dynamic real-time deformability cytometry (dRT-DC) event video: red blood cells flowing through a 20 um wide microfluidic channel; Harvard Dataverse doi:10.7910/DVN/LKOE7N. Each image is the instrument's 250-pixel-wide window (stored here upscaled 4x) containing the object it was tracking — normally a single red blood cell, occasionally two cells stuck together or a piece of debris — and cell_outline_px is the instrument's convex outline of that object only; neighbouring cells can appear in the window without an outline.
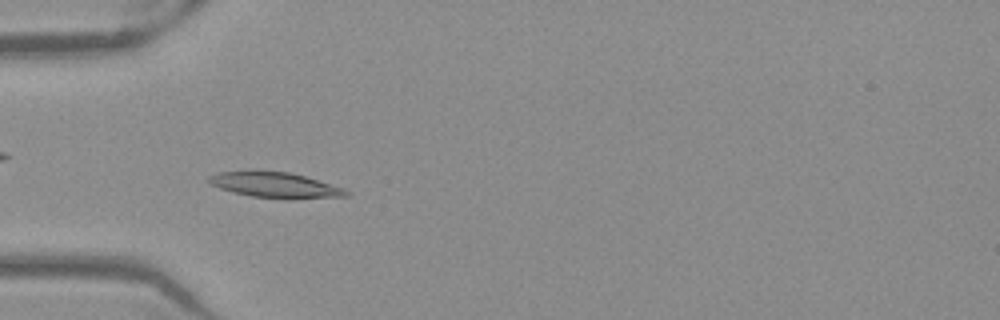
{"species": "Egyptian fruit bat (a non-hibernating species)", "species_latin": "Rousettus aegyptiacus", "temperature_condition": "warm", "stored_images_in_passage": 52, "camera_frame_rate_fps": 3000, "um_per_image_px": 0.085, "frame": {"image": 1, "passage_image": 16, "time_ms": 5.0, "image_size_px": [1000, 320], "cell_outline_px": [[352, 192], [348, 196], [252, 196], [232, 192], [220, 188], [212, 184], [208, 180], [208, 176], [216, 172], [256, 168], [288, 172], [304, 176], [344, 188]], "centroid_in_image_um": [23.24, 15.63], "position_along_channel_um": 61.8, "area_um2": 19.88}}
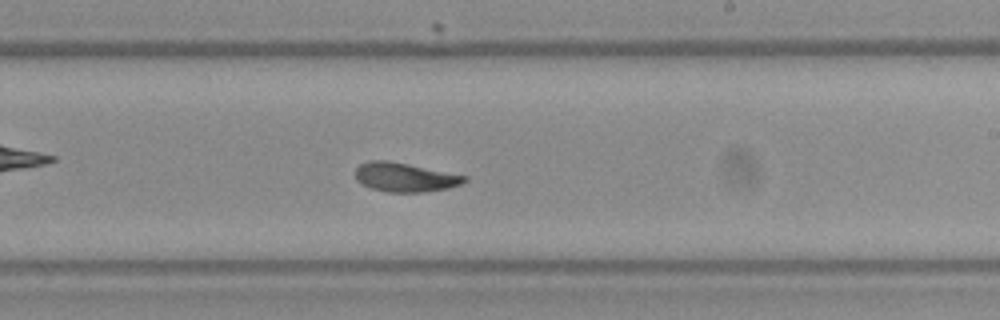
{"frame": {"image": 2, "passage_image": 31, "time_ms": 10.0, "image_size_px": [1000, 320], "cell_outline_px": [[468, 180], [460, 184], [448, 188], [424, 192], [388, 192], [372, 188], [360, 184], [356, 180], [356, 168], [360, 164], [368, 160], [388, 160], [468, 176]], "centroid_in_image_um": [34.4, 15.06], "position_along_channel_um": 254.6, "area_um2": 18.5}}
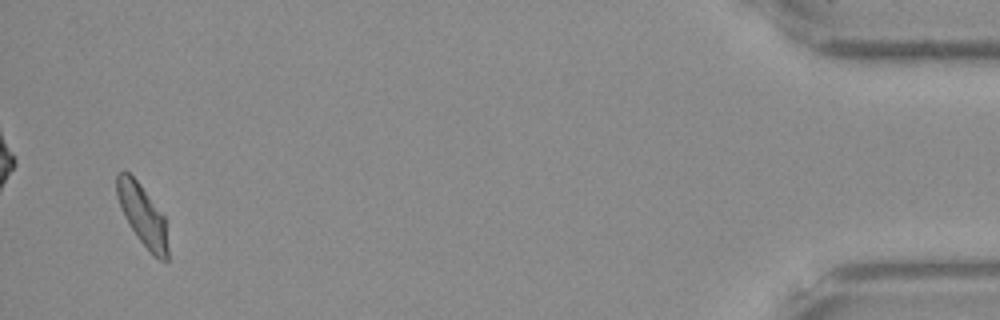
{"frame": {"image": 3, "passage_image": 50, "time_ms": 16.333, "image_size_px": [1000, 320], "cell_outline_px": [[168, 260], [160, 260], [152, 256], [136, 236], [124, 216], [120, 208], [116, 196], [116, 172], [128, 172], [140, 184], [164, 216], [168, 248]], "centroid_in_image_um": [12.09, 18.31], "position_along_channel_um": 423.1, "area_um2": 18.21}, "authors_computed_cell_mechanics": {"area_um2": 18.8428, "velocity_mm_per_s": 3.9166, "shape_relaxation_time_tau1_ms": 3.1588, "shape_relaxation_time_tau2_ms": 2.1297, "deformation_change_tau1": 0.1283, "deformation_change_tau2": 0.0745}}